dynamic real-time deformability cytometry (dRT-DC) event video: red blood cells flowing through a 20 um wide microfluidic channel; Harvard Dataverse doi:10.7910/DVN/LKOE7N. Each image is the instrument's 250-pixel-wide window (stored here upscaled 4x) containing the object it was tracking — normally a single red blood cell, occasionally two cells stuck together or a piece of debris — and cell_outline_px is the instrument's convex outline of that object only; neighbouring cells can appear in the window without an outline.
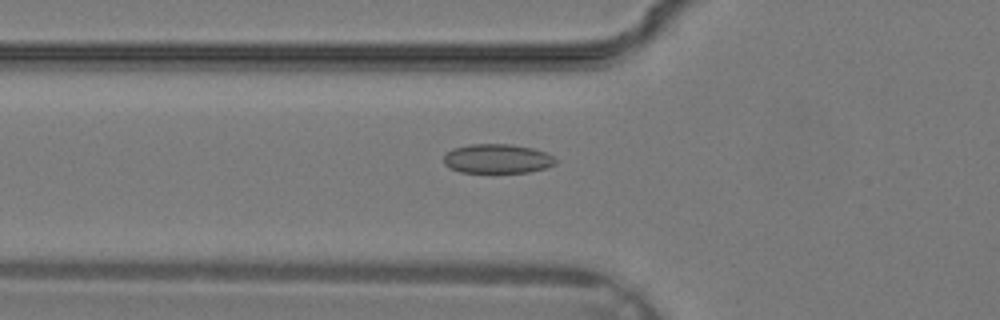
{"species": "common noctule bat (a hibernating species)", "species_latin": "Nyctalus noctula", "temperature_condition": "warm", "stored_images_in_passage": 30, "camera_frame_rate_fps": 3000, "um_per_image_px": 0.085, "animal": {"sex": "male", "body_mass_g": 19.2, "forearm_length_mm": 51.8}, "frame": {"image": 1, "passage_image": 7, "time_ms": 2.0, "image_size_px": [1000, 320], "cell_outline_px": [[560, 160], [556, 164], [544, 168], [528, 172], [460, 172], [448, 168], [444, 164], [444, 156], [452, 148], [472, 144], [508, 144], [532, 148], [544, 152]], "centroid_in_image_um": [42.26, 13.49], "position_along_channel_um": 83.5, "area_um2": 19.07}}
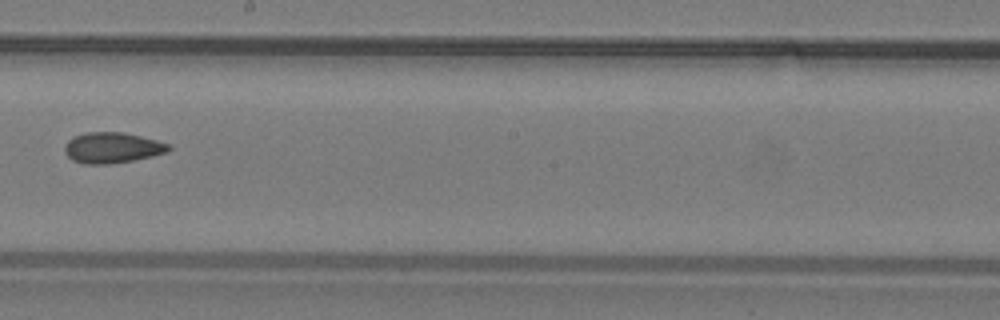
{"frame": {"image": 2, "passage_image": 15, "time_ms": 4.667, "image_size_px": [1000, 320], "cell_outline_px": [[172, 148], [168, 152], [152, 156], [132, 160], [108, 164], [84, 164], [72, 160], [64, 152], [64, 148], [68, 140], [76, 136], [88, 132], [124, 132], [156, 140], [168, 144]], "centroid_in_image_um": [9.54, 12.56], "position_along_channel_um": 238.7, "area_um2": 18.5}}
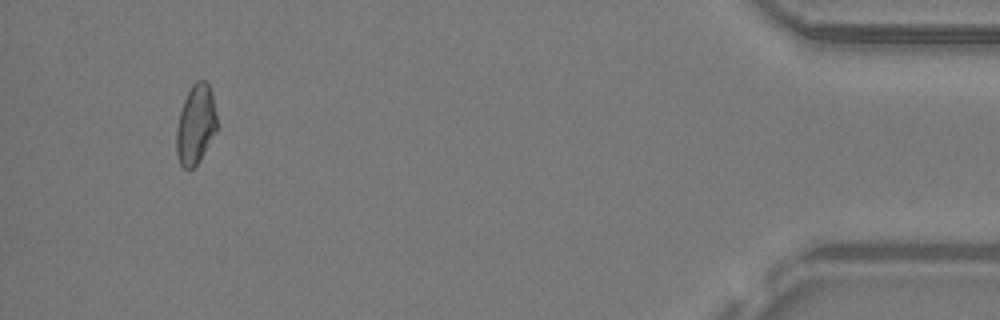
{"frame": {"image": 3, "passage_image": 28, "time_ms": 9.0, "image_size_px": [1000, 320], "cell_outline_px": [[216, 132], [200, 160], [192, 168], [184, 168], [180, 164], [176, 152], [176, 128], [180, 112], [184, 100], [192, 84], [196, 80], [204, 80], [208, 84], [212, 92], [216, 116]], "centroid_in_image_um": [16.62, 10.58], "position_along_channel_um": 418.6, "area_um2": 18.67}}